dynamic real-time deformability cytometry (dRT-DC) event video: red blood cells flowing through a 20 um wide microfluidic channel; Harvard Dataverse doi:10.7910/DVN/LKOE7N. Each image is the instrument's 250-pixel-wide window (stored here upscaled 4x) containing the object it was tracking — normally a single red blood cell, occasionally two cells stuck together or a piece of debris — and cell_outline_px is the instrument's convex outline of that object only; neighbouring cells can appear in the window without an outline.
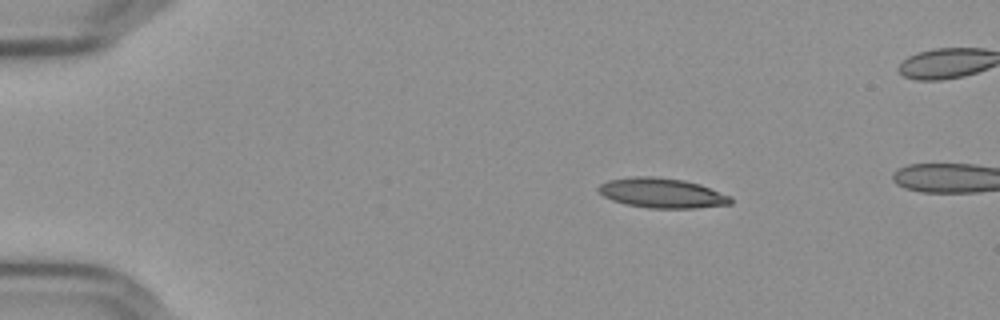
{"species": "Egyptian fruit bat (a non-hibernating species)", "species_latin": "Rousettus aegyptiacus", "temperature_condition": "cold", "stored_images_in_passage": 17, "camera_frame_rate_fps": 3000, "um_per_image_px": 0.085, "frame": {"image": 1, "passage_image": 10, "time_ms": 3.0, "image_size_px": [1000, 320], "cell_outline_px": [[732, 204], [696, 208], [648, 208], [624, 204], [612, 200], [604, 196], [596, 188], [600, 184], [608, 180], [632, 176], [652, 176], [684, 180], [700, 184], [732, 196]], "centroid_in_image_um": [56.27, 16.41], "position_along_channel_um": 28.7, "area_um2": 23.18}}